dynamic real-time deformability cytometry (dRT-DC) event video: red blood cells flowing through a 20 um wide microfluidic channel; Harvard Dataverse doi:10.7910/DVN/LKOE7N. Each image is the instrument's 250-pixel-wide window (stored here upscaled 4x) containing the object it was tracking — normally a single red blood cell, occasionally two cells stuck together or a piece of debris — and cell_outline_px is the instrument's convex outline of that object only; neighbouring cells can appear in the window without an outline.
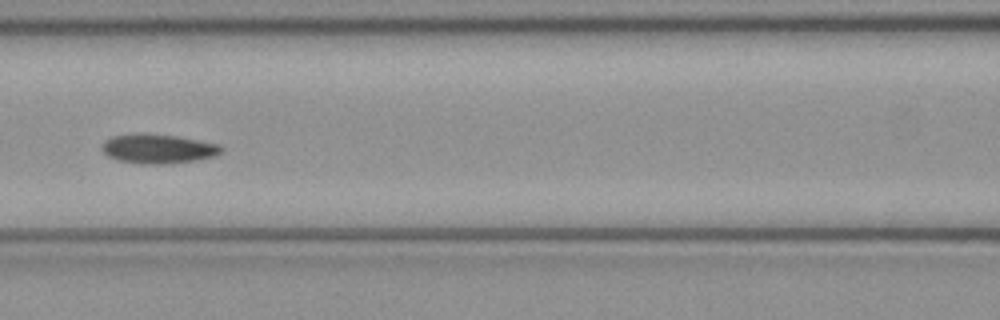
{"species": "common noctule bat (a hibernating species)", "species_latin": "Nyctalus noctula", "temperature_condition": "cold", "stored_images_in_passage": 51, "camera_frame_rate_fps": 3000, "um_per_image_px": 0.085, "animal": {"sex": "female", "body_mass_g": 21.9}, "frame": {"image": 1, "passage_image": 21, "time_ms": 6.667, "image_size_px": [1000, 320], "cell_outline_px": [[224, 148], [216, 156], [196, 160], [164, 164], [140, 164], [116, 160], [108, 156], [100, 148], [104, 140], [112, 136], [140, 132], [176, 136], [220, 144]], "centroid_in_image_um": [13.4, 12.64], "position_along_channel_um": 153.2, "area_um2": 20.69}}
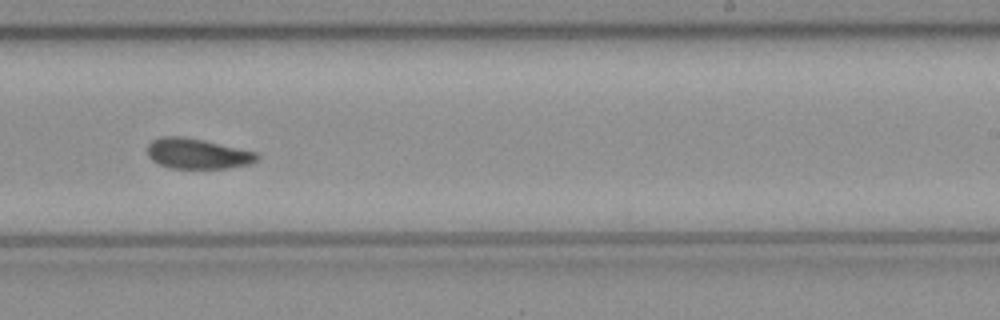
{"frame": {"image": 2, "passage_image": 30, "time_ms": 9.667, "image_size_px": [1000, 320], "cell_outline_px": [[260, 156], [252, 164], [228, 168], [168, 168], [152, 160], [148, 156], [148, 144], [152, 140], [160, 136], [180, 136], [200, 140], [256, 152]], "centroid_in_image_um": [16.76, 13.07], "position_along_channel_um": 272.2, "area_um2": 19.19}}
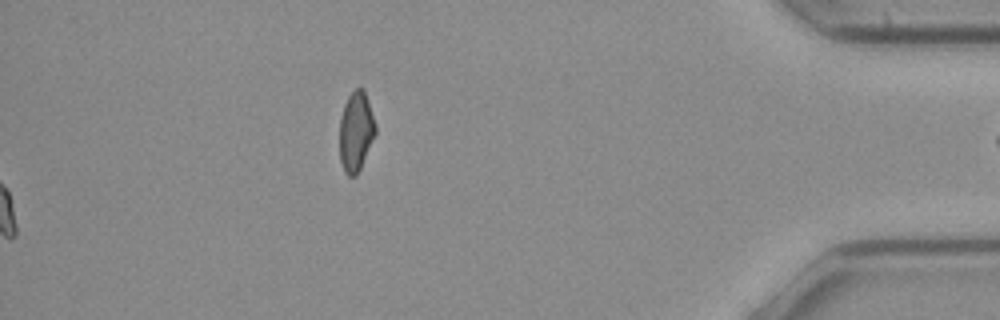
{"frame": {"image": 3, "passage_image": 51, "time_ms": 16.667, "image_size_px": [1000, 320], "cell_outline_px": [[376, 132], [360, 168], [356, 176], [348, 176], [344, 172], [340, 160], [340, 120], [344, 104], [348, 96], [356, 88], [364, 88], [376, 128]], "centroid_in_image_um": [30.24, 11.18], "position_along_channel_um": 405.0, "area_um2": 16.42}, "authors_computed_cell_mechanics": {"area_um2": 19.4208, "velocity_mm_per_s": 3.9783, "shape_relaxation_time_tau1_ms": null, "shape_relaxation_time_tau2_ms": 4.2557, "deformation_change_tau1": null, "deformation_change_tau2": 0.0798}}